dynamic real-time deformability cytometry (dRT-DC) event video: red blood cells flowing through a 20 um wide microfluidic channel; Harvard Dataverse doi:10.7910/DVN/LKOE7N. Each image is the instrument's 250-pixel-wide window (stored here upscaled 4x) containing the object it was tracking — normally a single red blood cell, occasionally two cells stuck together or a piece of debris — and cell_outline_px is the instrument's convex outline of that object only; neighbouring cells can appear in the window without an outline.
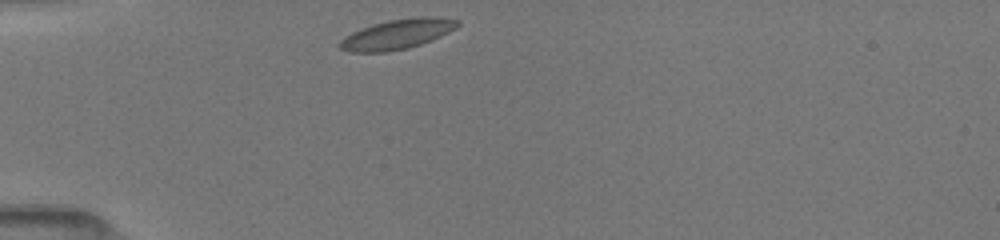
{"species": "common noctule bat (a hibernating species)", "species_latin": "Nyctalus noctula", "temperature_condition": "room temperature", "stored_images_in_passage": 37, "camera_frame_rate_fps": 3000, "um_per_image_px": 0.085, "animal": {"sex": "female", "body_mass_g": 19.5, "forearm_length_mm": 54.1}, "frame": {"image": 1, "passage_image": 1, "time_ms": 0.0, "image_size_px": [1000, 240], "cell_outline_px": [[460, 24], [456, 28], [432, 40], [408, 48], [384, 52], [348, 52], [340, 48], [336, 44], [344, 36], [352, 32], [388, 20], [416, 16], [440, 16], [460, 20]], "centroid_in_image_um": [33.79, 2.9], "position_along_channel_um": 51.2, "area_um2": 20.63}}
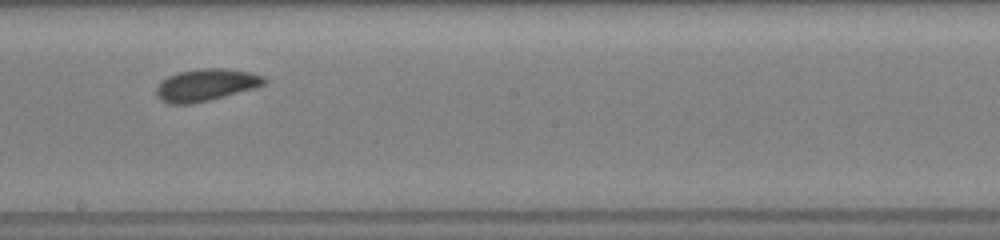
{"frame": {"image": 2, "passage_image": 16, "time_ms": 5.0, "image_size_px": [1000, 240], "cell_outline_px": [[268, 80], [264, 84], [256, 88], [192, 104], [168, 104], [160, 100], [156, 96], [156, 88], [168, 76], [180, 72], [200, 68], [224, 68], [248, 72], [264, 76]], "centroid_in_image_um": [17.51, 7.23], "position_along_channel_um": 230.7, "area_um2": 20.11}}
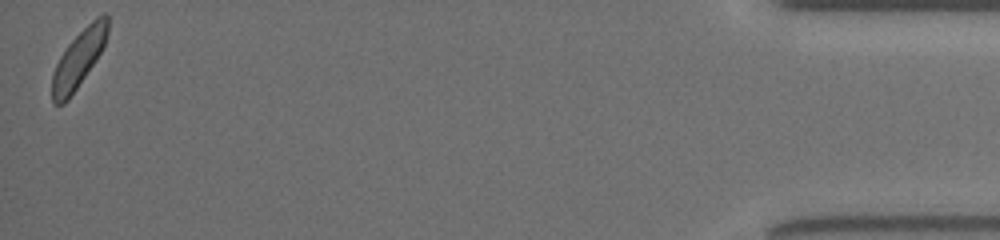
{"frame": {"image": 3, "passage_image": 37, "time_ms": 12.0, "image_size_px": [1000, 240], "cell_outline_px": [[108, 32], [104, 44], [100, 52], [68, 100], [64, 104], [52, 104], [52, 76], [56, 64], [60, 56], [68, 44], [96, 16], [104, 12], [108, 12]], "centroid_in_image_um": [6.68, 4.98], "position_along_channel_um": 428.5, "area_um2": 18.15}, "authors_computed_cell_mechanics": {"area_um2": 19.1896, "velocity_mm_per_s": 3.9893, "shape_relaxation_time_tau1_ms": 1.9395, "shape_relaxation_time_tau2_ms": 7.2452, "deformation_change_tau1": 0.0611, "deformation_change_tau2": 0.1035}}